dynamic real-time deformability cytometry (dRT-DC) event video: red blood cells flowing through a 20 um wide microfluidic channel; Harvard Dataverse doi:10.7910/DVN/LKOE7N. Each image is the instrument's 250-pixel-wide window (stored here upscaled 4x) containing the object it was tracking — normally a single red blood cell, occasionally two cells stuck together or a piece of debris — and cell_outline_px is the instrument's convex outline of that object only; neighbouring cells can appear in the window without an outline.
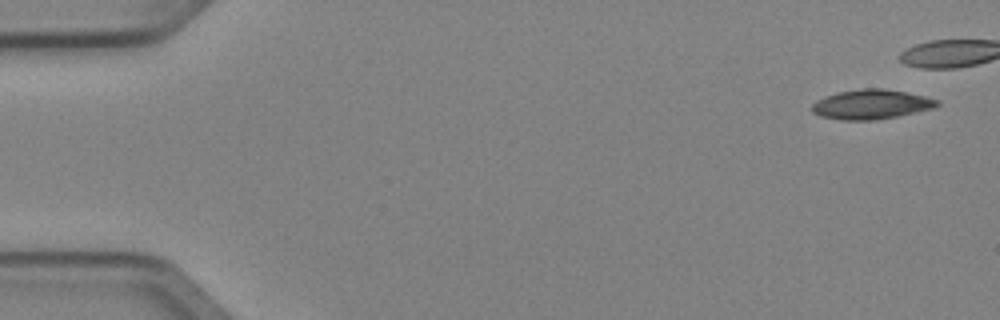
{"species": "Egyptian fruit bat (a non-hibernating species)", "species_latin": "Rousettus aegyptiacus", "temperature_condition": "cold", "stored_images_in_passage": 6, "camera_frame_rate_fps": 3000, "um_per_image_px": 0.085, "animal": {"sex": "female"}, "frame": {"image": 1, "passage_image": 1, "time_ms": 0.0, "image_size_px": [1000, 320], "cell_outline_px": [[940, 104], [932, 108], [896, 116], [876, 120], [844, 120], [820, 116], [812, 112], [812, 104], [816, 100], [824, 96], [836, 92], [864, 88], [884, 88], [924, 96], [940, 100]], "centroid_in_image_um": [74.02, 8.86], "position_along_channel_um": 11.0, "area_um2": 21.5}}